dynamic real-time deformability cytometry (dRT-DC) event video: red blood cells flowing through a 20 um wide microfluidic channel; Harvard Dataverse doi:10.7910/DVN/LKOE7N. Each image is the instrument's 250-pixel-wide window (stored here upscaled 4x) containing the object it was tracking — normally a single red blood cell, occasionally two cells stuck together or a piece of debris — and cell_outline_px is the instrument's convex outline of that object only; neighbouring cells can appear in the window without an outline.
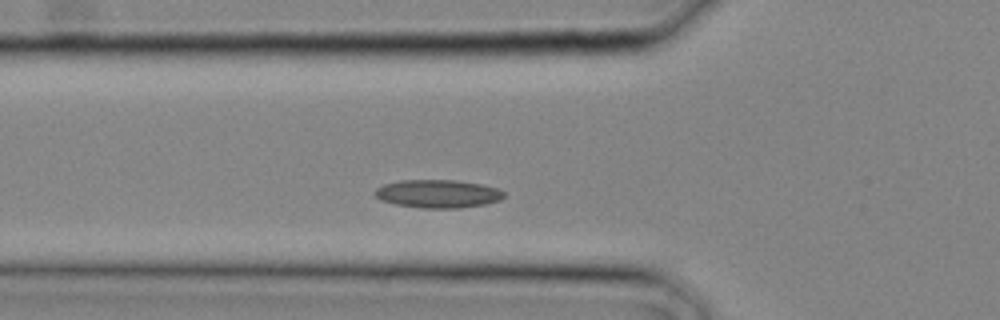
{"species": "common noctule bat (a hibernating species)", "species_latin": "Nyctalus noctula", "temperature_condition": "cold", "stored_images_in_passage": 11, "camera_frame_rate_fps": 3000, "um_per_image_px": 0.085, "animal": {"sex": "male", "body_mass_g": 20.4}, "frame": {"image": 1, "passage_image": 5, "time_ms": 1.333, "image_size_px": [1000, 320], "cell_outline_px": [[504, 196], [500, 200], [484, 204], [460, 208], [424, 208], [396, 204], [380, 200], [376, 196], [376, 188], [384, 184], [400, 180], [456, 180], [480, 184], [496, 188], [504, 192]], "centroid_in_image_um": [37.22, 16.47], "position_along_channel_um": 88.6, "area_um2": 20.98}}
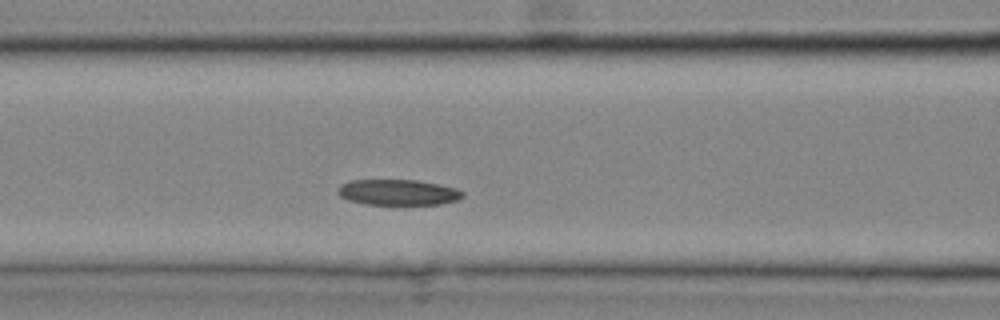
{"frame": {"image": 2, "passage_image": 7, "time_ms": 2.0, "image_size_px": [1000, 320], "cell_outline_px": [[464, 196], [456, 200], [440, 204], [364, 204], [348, 200], [340, 196], [336, 192], [340, 184], [348, 180], [416, 180], [456, 188], [464, 192]], "centroid_in_image_um": [33.78, 16.34], "position_along_channel_um": 132.8, "area_um2": 18.67}}
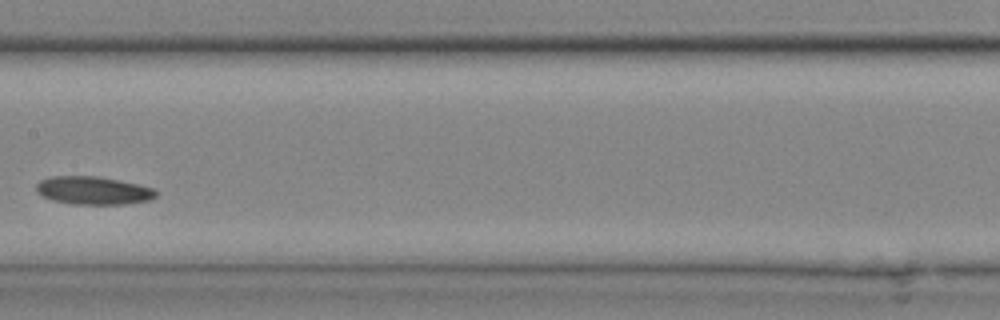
{"frame": {"image": 3, "passage_image": 10, "time_ms": 3.0, "image_size_px": [1000, 320], "cell_outline_px": [[156, 196], [148, 200], [124, 204], [72, 204], [52, 200], [40, 196], [36, 192], [36, 184], [40, 180], [52, 176], [96, 176], [120, 180], [152, 188], [156, 192]], "centroid_in_image_um": [7.86, 16.19], "position_along_channel_um": 199.5, "area_um2": 19.54}}